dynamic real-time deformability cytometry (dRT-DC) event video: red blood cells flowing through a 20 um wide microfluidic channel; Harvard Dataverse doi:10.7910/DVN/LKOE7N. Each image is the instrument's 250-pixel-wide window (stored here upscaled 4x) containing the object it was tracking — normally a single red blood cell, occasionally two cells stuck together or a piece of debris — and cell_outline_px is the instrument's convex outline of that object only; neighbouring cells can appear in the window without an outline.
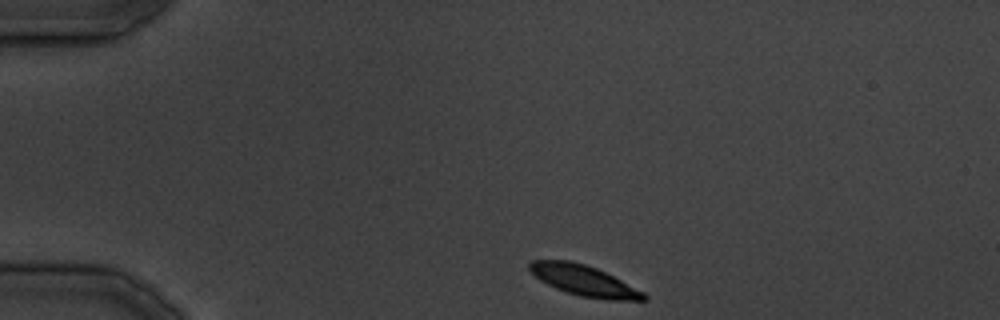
{"species": "common noctule bat (a hibernating species)", "species_latin": "Nyctalus noctula", "temperature_condition": "cold", "stored_images_in_passage": 10, "camera_frame_rate_fps": 3000, "um_per_image_px": 0.085, "animal": {"sex": "male", "body_mass_g": 19.5, "forearm_length_mm": 54.6}, "frame": {"image": 1, "passage_image": 1, "time_ms": 0.0, "image_size_px": [1000, 320], "cell_outline_px": [[648, 296], [644, 300], [608, 300], [580, 296], [556, 288], [540, 280], [528, 268], [528, 264], [532, 260], [568, 260], [584, 264], [596, 268], [644, 292]], "centroid_in_image_um": [49.62, 23.85], "position_along_channel_um": 35.4, "area_um2": 20.0}}
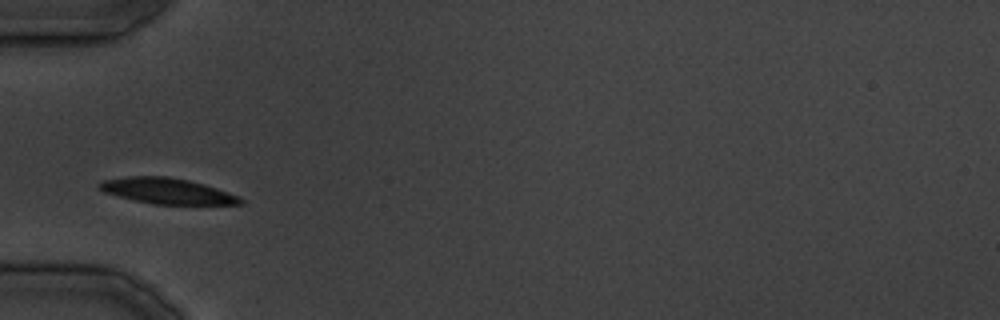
{"frame": {"image": 2, "passage_image": 6, "time_ms": 6.0, "image_size_px": [1000, 320], "cell_outline_px": [[244, 204], [152, 204], [104, 192], [96, 188], [96, 184], [100, 180], [124, 176], [168, 176], [188, 180], [204, 184], [240, 196], [244, 200]], "centroid_in_image_um": [14.16, 16.22], "position_along_channel_um": 70.8, "area_um2": 21.27}}